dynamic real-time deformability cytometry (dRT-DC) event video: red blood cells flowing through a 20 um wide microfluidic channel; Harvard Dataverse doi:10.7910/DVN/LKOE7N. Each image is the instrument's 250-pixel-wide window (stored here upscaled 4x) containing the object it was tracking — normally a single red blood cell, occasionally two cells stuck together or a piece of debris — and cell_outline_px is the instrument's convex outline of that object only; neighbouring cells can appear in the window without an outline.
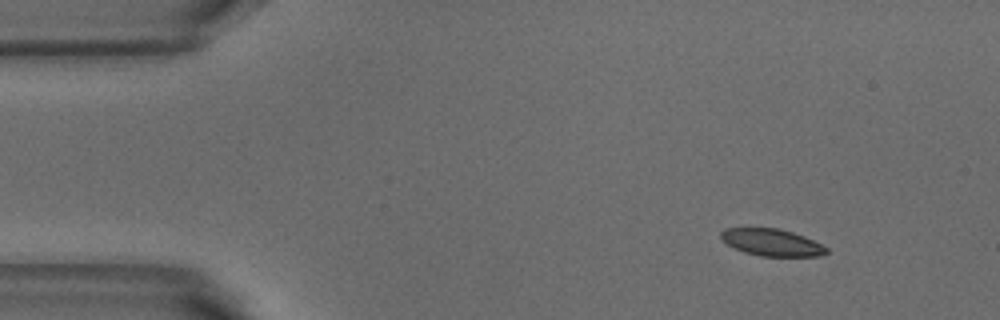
{"species": "common noctule bat (a hibernating species)", "species_latin": "Nyctalus noctula", "temperature_condition": "warm", "stored_images_in_passage": 3, "camera_frame_rate_fps": 3000, "um_per_image_px": 0.085, "animal": {"sex": "male", "body_mass_g": 18.8}, "frame": {"image": 1, "passage_image": 1, "time_ms": 0.0, "image_size_px": [1000, 320], "cell_outline_px": [[828, 252], [820, 256], [760, 256], [744, 252], [728, 244], [720, 236], [720, 232], [724, 228], [780, 228], [804, 236], [828, 248]], "centroid_in_image_um": [65.61, 20.6], "position_along_channel_um": 19.4, "area_um2": 16.47}}
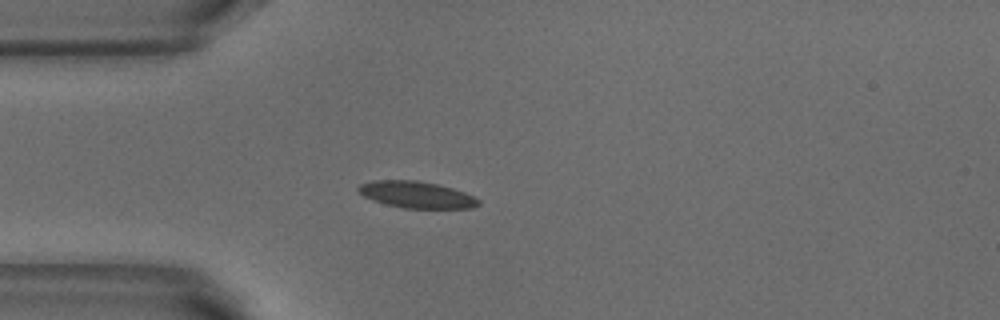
{"frame": {"image": 2, "passage_image": 3, "time_ms": 0.667, "image_size_px": [1000, 320], "cell_outline_px": [[480, 204], [472, 208], [404, 208], [372, 200], [356, 192], [356, 188], [360, 184], [372, 180], [416, 180], [436, 184], [452, 188], [464, 192], [480, 200]], "centroid_in_image_um": [35.36, 16.54], "position_along_channel_um": 49.6, "area_um2": 18.61}}